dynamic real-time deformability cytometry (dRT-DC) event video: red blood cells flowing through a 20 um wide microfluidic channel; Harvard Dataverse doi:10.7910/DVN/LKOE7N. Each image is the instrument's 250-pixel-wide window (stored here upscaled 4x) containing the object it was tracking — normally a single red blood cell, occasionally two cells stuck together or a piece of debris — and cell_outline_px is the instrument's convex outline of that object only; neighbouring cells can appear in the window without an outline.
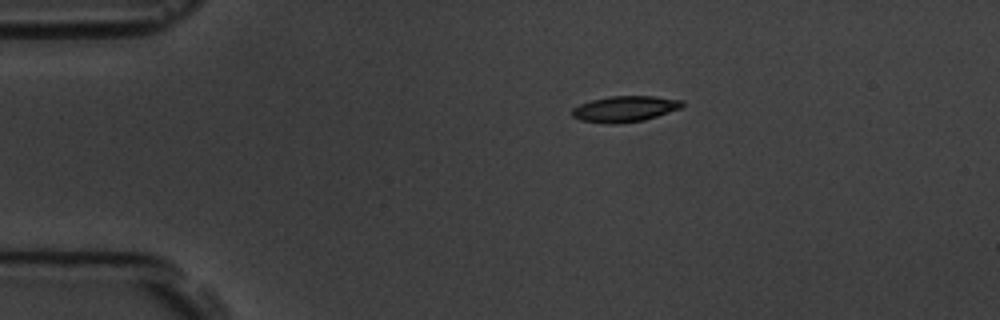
{"species": "common noctule bat (a hibernating species)", "species_latin": "Nyctalus noctula", "temperature_condition": "room temperature", "stored_images_in_passage": 7, "camera_frame_rate_fps": 3000, "um_per_image_px": 0.085, "animal": {"sex": "male", "body_mass_g": 19.5, "forearm_length_mm": 54.6}, "frame": {"image": 1, "passage_image": 1, "time_ms": 0.0, "image_size_px": [1000, 320], "cell_outline_px": [[684, 104], [680, 108], [644, 120], [616, 124], [608, 124], [580, 120], [572, 116], [572, 108], [580, 104], [592, 100], [612, 96], [652, 96], [684, 100]], "centroid_in_image_um": [53.1, 9.26], "position_along_channel_um": 31.9, "area_um2": 16.53}}
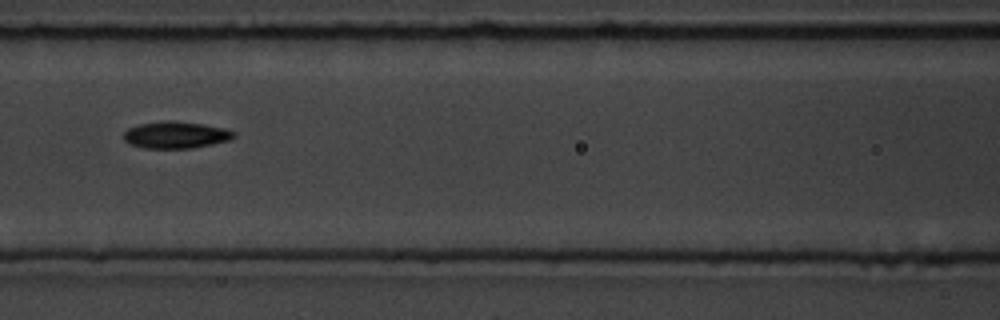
{"frame": {"image": 2, "passage_image": 5, "time_ms": 4.667, "image_size_px": [1000, 320], "cell_outline_px": [[236, 136], [232, 140], [192, 148], [144, 148], [128, 144], [124, 140], [124, 132], [128, 128], [140, 124], [164, 120], [176, 120], [204, 124], [224, 128], [236, 132]], "centroid_in_image_um": [14.96, 11.46], "position_along_channel_um": 151.6, "area_um2": 17.51}}
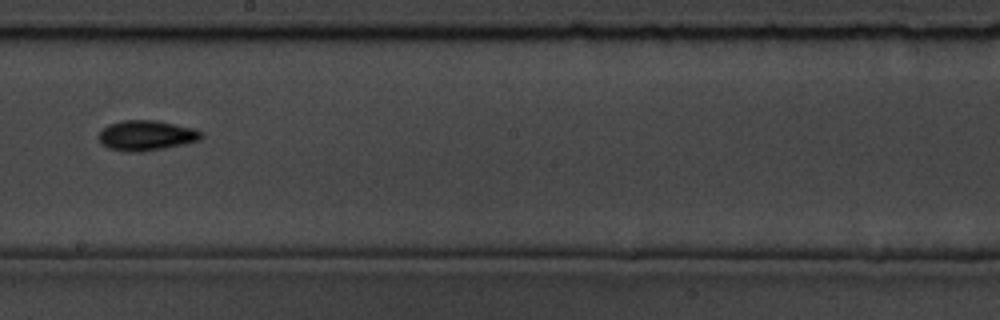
{"frame": {"image": 3, "passage_image": 7, "time_ms": 7.0, "image_size_px": [1000, 320], "cell_outline_px": [[204, 136], [200, 140], [164, 148], [140, 152], [128, 152], [108, 148], [100, 144], [96, 136], [108, 124], [120, 120], [156, 120], [192, 128], [204, 132]], "centroid_in_image_um": [12.4, 11.51], "position_along_channel_um": 235.8, "area_um2": 18.21}}